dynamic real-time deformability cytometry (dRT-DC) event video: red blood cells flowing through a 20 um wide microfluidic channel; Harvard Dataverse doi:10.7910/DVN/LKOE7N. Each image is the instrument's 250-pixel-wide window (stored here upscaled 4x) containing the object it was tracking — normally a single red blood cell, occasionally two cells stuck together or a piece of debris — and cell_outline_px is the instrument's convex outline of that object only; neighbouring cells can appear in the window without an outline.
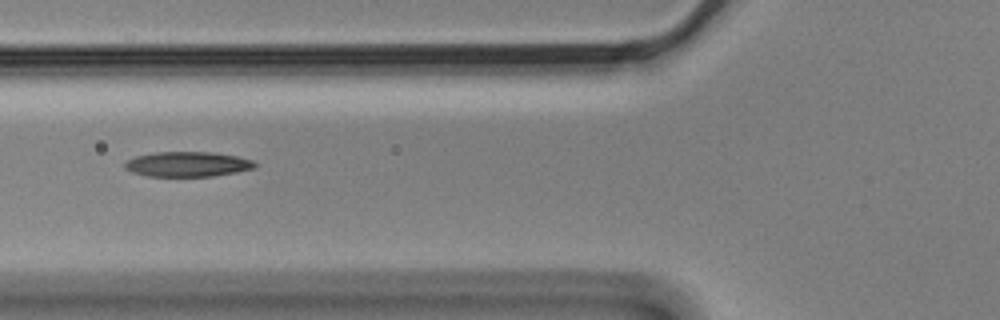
{"species": "Egyptian fruit bat (a non-hibernating species)", "species_latin": "Rousettus aegyptiacus", "temperature_condition": "cold", "stored_images_in_passage": 13, "camera_frame_rate_fps": 3000, "um_per_image_px": 0.085, "animal": {"sex": "male"}, "frame": {"image": 1, "passage_image": 4, "time_ms": 1.0, "image_size_px": [1000, 320], "cell_outline_px": [[256, 168], [236, 172], [212, 176], [148, 176], [132, 172], [124, 168], [124, 164], [128, 160], [136, 156], [156, 152], [212, 152], [236, 156], [252, 160], [256, 164]], "centroid_in_image_um": [15.94, 13.95], "position_along_channel_um": 109.9, "area_um2": 18.84}}
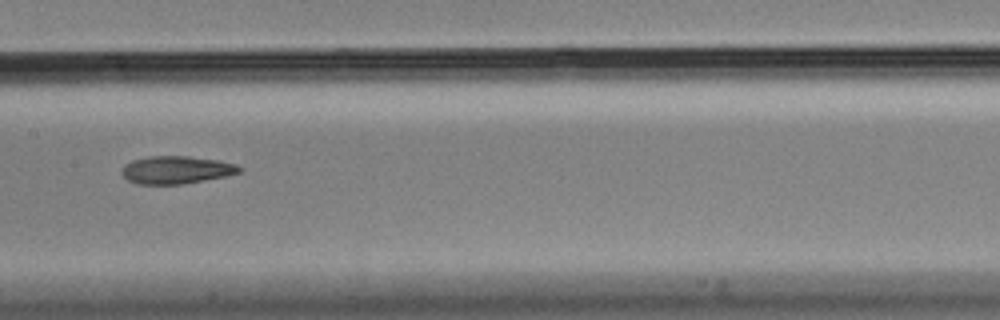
{"frame": {"image": 2, "passage_image": 6, "time_ms": 1.667, "image_size_px": [1000, 320], "cell_outline_px": [[244, 168], [240, 172], [228, 176], [180, 184], [136, 184], [128, 180], [120, 172], [124, 164], [132, 160], [148, 156], [188, 156], [216, 160], [236, 164]], "centroid_in_image_um": [14.98, 14.44], "position_along_channel_um": 192.4, "area_um2": 19.07}}
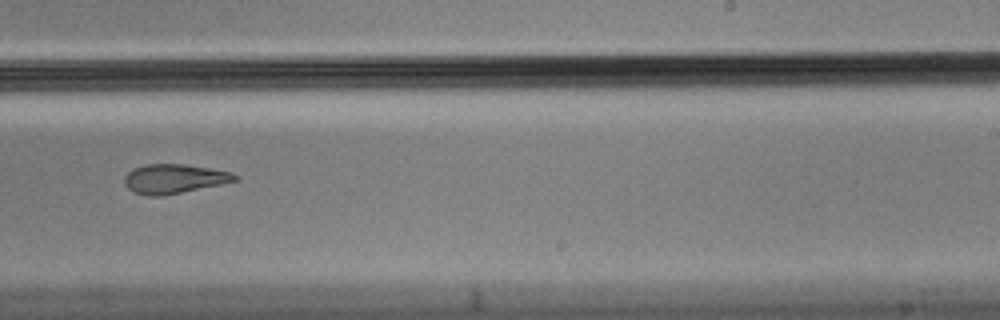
{"frame": {"image": 3, "passage_image": 8, "time_ms": 2.333, "image_size_px": [1000, 320], "cell_outline_px": [[240, 180], [160, 196], [148, 196], [132, 192], [124, 184], [124, 176], [132, 168], [144, 164], [184, 164], [232, 172], [240, 176]], "centroid_in_image_um": [14.77, 15.19], "position_along_channel_um": 274.2, "area_um2": 18.9}}